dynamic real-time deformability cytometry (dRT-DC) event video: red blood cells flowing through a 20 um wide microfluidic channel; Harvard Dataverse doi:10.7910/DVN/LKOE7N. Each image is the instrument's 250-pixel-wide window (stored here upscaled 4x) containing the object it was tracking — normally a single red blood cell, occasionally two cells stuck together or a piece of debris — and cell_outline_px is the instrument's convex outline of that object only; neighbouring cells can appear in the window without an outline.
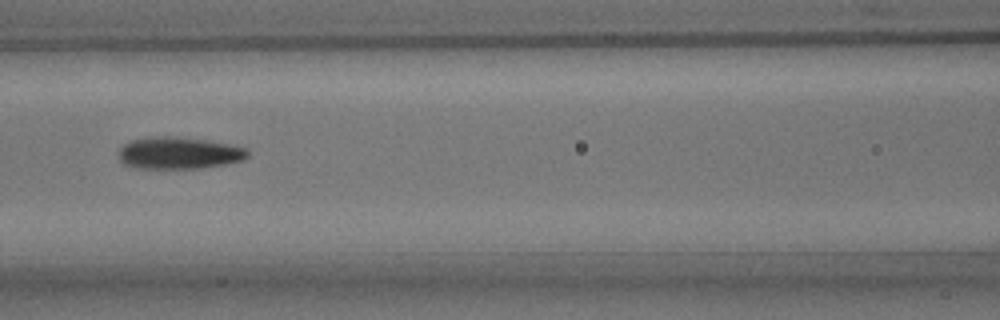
{"species": "common noctule bat (a hibernating species)", "species_latin": "Nyctalus noctula", "temperature_condition": "room temperature", "stored_images_in_passage": 5, "camera_frame_rate_fps": 3000, "um_per_image_px": 0.085, "animal": {"sex": "male", "body_mass_g": 15.6}, "frame": {"image": 1, "passage_image": 3, "time_ms": 2.333, "image_size_px": [1000, 320], "cell_outline_px": [[248, 156], [244, 160], [224, 164], [200, 168], [136, 168], [124, 164], [120, 160], [120, 148], [124, 144], [132, 140], [148, 136], [176, 136], [204, 140], [228, 144], [244, 148], [248, 152]], "centroid_in_image_um": [15.18, 13.0], "position_along_channel_um": 151.4, "area_um2": 23.87}}
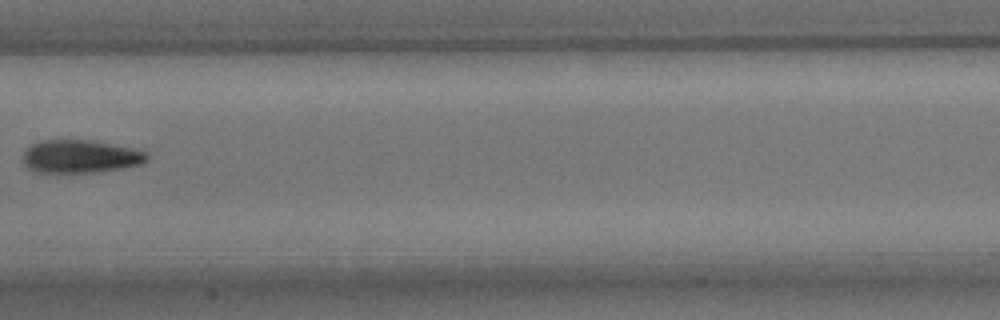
{"frame": {"image": 2, "passage_image": 4, "time_ms": 3.667, "image_size_px": [1000, 320], "cell_outline_px": [[148, 160], [140, 164], [120, 168], [96, 172], [36, 172], [28, 168], [24, 164], [24, 152], [32, 144], [40, 140], [88, 140], [112, 144], [132, 148], [148, 152]], "centroid_in_image_um": [6.83, 13.29], "position_along_channel_um": 200.6, "area_um2": 23.64}}
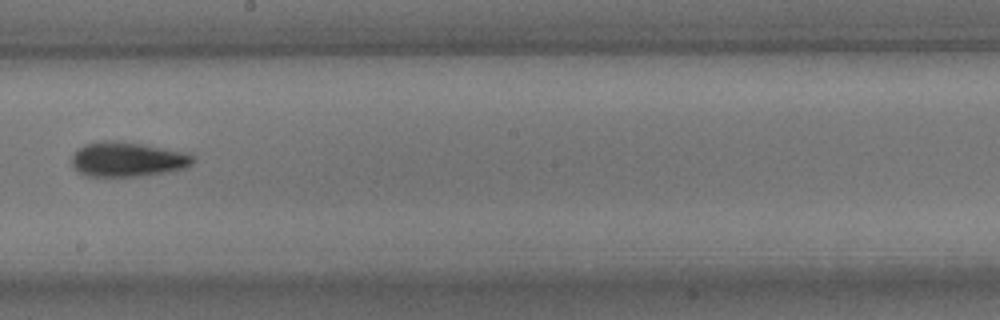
{"frame": {"image": 3, "passage_image": 5, "time_ms": 4.667, "image_size_px": [1000, 320], "cell_outline_px": [[196, 156], [192, 164], [184, 168], [168, 172], [140, 176], [84, 176], [76, 172], [72, 168], [72, 156], [84, 144], [100, 140], [116, 140], [188, 152]], "centroid_in_image_um": [10.83, 13.55], "position_along_channel_um": 237.4, "area_um2": 24.8}}